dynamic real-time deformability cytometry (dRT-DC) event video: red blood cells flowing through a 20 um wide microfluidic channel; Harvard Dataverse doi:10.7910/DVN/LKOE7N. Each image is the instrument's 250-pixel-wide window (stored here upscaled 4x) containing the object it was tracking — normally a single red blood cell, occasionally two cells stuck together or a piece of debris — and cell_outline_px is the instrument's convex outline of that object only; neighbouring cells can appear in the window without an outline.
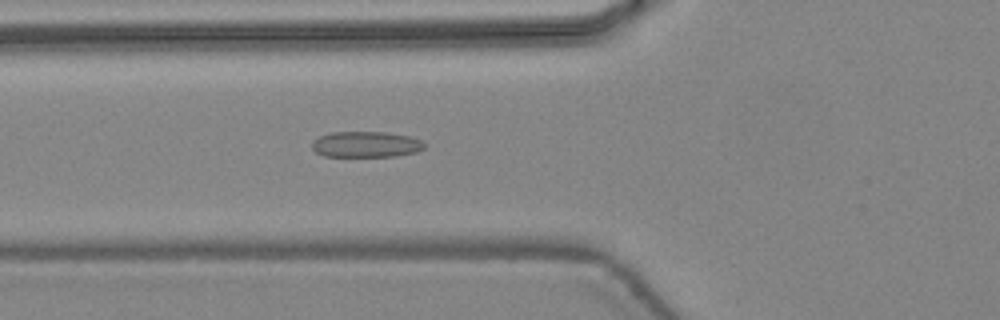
{"species": "common noctule bat (a hibernating species)", "species_latin": "Nyctalus noctula", "temperature_condition": "warm", "stored_images_in_passage": 46, "camera_frame_rate_fps": 3000, "um_per_image_px": 0.085, "animal": {"sex": "female", "body_mass_g": 24.6, "forearm_length_mm": 56.2}, "frame": {"image": 1, "passage_image": 18, "time_ms": 5.667, "image_size_px": [1000, 320], "cell_outline_px": [[424, 148], [416, 152], [396, 156], [324, 156], [316, 152], [312, 148], [312, 140], [320, 136], [332, 132], [384, 132], [408, 136], [420, 140], [424, 144]], "centroid_in_image_um": [31.08, 12.27], "position_along_channel_um": 94.7, "area_um2": 16.82}}
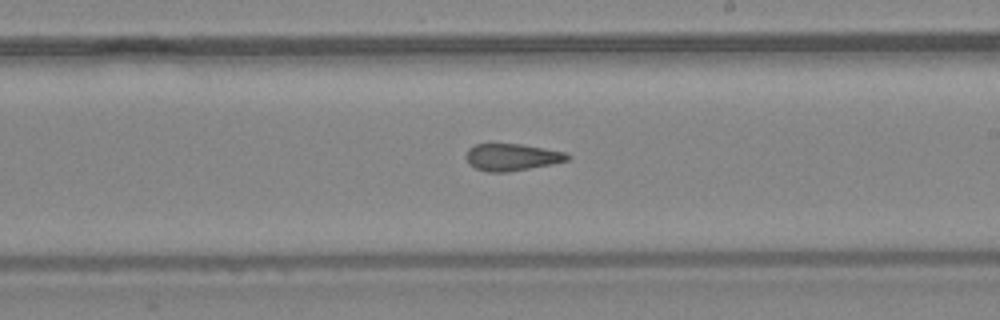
{"frame": {"image": 2, "passage_image": 28, "time_ms": 9.0, "image_size_px": [1000, 320], "cell_outline_px": [[572, 156], [568, 160], [552, 164], [508, 172], [488, 172], [476, 168], [468, 164], [464, 156], [468, 148], [476, 144], [520, 144], [568, 152]], "centroid_in_image_um": [43.51, 13.36], "position_along_channel_um": 245.5, "area_um2": 16.13}}
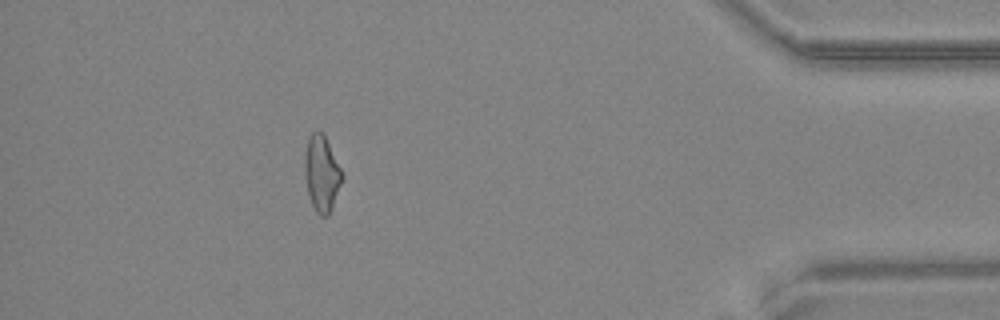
{"frame": {"image": 3, "passage_image": 42, "time_ms": 13.667, "image_size_px": [1000, 320], "cell_outline_px": [[344, 176], [332, 208], [328, 216], [320, 216], [316, 212], [308, 196], [304, 172], [304, 156], [308, 136], [316, 128], [324, 132]], "centroid_in_image_um": [27.33, 14.7], "position_along_channel_um": 407.9, "area_um2": 16.94}, "authors_computed_cell_mechanics": {"area_um2": 16.9643, "velocity_mm_per_s": 4.5098, "shape_relaxation_time_tau1_ms": null, "shape_relaxation_time_tau2_ms": 2.9463, "deformation_change_tau1": null, "deformation_change_tau2": 0.1398}}